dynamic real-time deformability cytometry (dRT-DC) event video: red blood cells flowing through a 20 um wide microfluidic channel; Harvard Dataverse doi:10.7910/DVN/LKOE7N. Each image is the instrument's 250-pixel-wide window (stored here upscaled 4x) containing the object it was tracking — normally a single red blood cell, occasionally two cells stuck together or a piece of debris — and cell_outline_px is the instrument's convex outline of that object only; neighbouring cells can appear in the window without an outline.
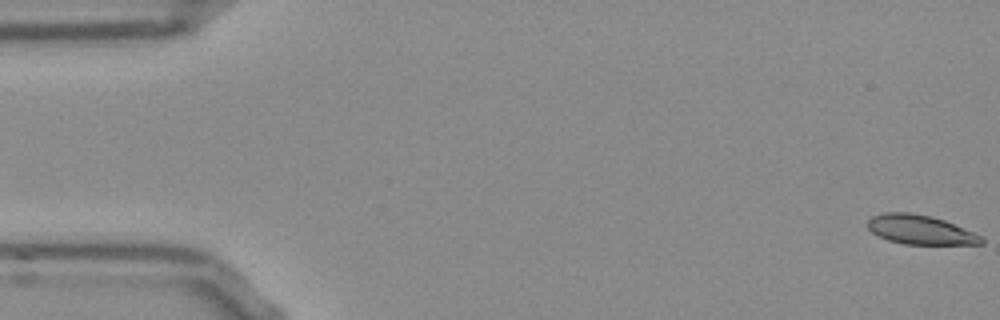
{"species": "Egyptian fruit bat (a non-hibernating species)", "species_latin": "Rousettus aegyptiacus", "temperature_condition": "room temperature", "stored_images_in_passage": 54, "camera_frame_rate_fps": 3000, "um_per_image_px": 0.085, "frame": {"image": 1, "passage_image": 1, "time_ms": 0.0, "image_size_px": [1000, 320], "cell_outline_px": [[984, 244], [904, 244], [888, 240], [872, 232], [868, 228], [868, 220], [872, 216], [884, 212], [912, 212], [932, 216], [944, 220], [984, 236]], "centroid_in_image_um": [78.25, 19.52], "position_along_channel_um": 6.7, "area_um2": 19.48}}
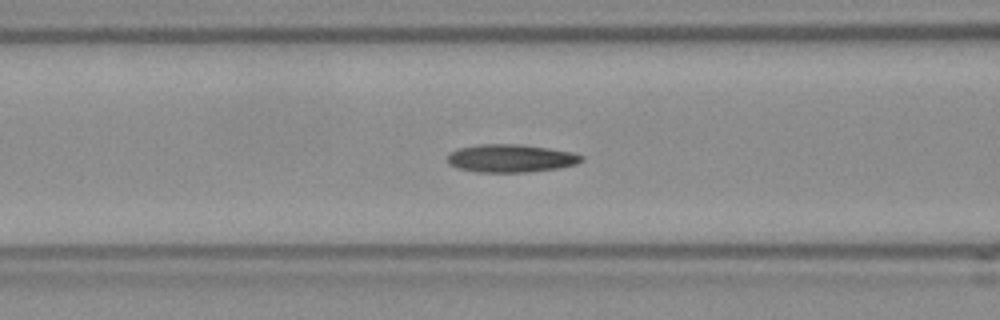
{"frame": {"image": 2, "passage_image": 21, "time_ms": 6.667, "image_size_px": [1000, 320], "cell_outline_px": [[584, 160], [576, 164], [556, 168], [528, 172], [476, 172], [456, 168], [448, 164], [448, 156], [452, 152], [460, 148], [480, 144], [520, 144], [548, 148], [572, 152], [584, 156]], "centroid_in_image_um": [43.42, 13.46], "position_along_channel_um": 123.2, "area_um2": 21.79}}
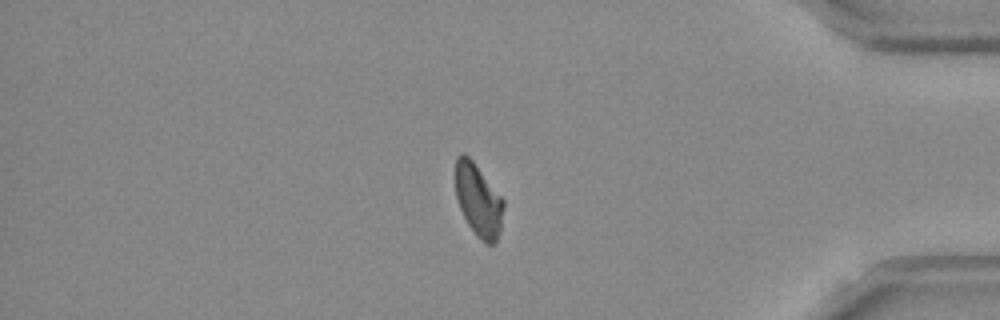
{"frame": {"image": 3, "passage_image": 45, "time_ms": 14.667, "image_size_px": [1000, 320], "cell_outline_px": [[504, 208], [500, 232], [496, 240], [492, 244], [488, 244], [480, 240], [476, 236], [468, 224], [460, 208], [456, 196], [456, 156], [460, 152], [464, 152], [472, 160], [504, 200]], "centroid_in_image_um": [40.66, 17.02], "position_along_channel_um": 394.5, "area_um2": 20.23}, "authors_computed_cell_mechanics": {"area_um2": 20.9525, "velocity_mm_per_s": 3.8153, "shape_relaxation_time_tau1_ms": 6.2847, "shape_relaxation_time_tau2_ms": 4.8932, "deformation_change_tau1": 0.1656, "deformation_change_tau2": 0.1137}}